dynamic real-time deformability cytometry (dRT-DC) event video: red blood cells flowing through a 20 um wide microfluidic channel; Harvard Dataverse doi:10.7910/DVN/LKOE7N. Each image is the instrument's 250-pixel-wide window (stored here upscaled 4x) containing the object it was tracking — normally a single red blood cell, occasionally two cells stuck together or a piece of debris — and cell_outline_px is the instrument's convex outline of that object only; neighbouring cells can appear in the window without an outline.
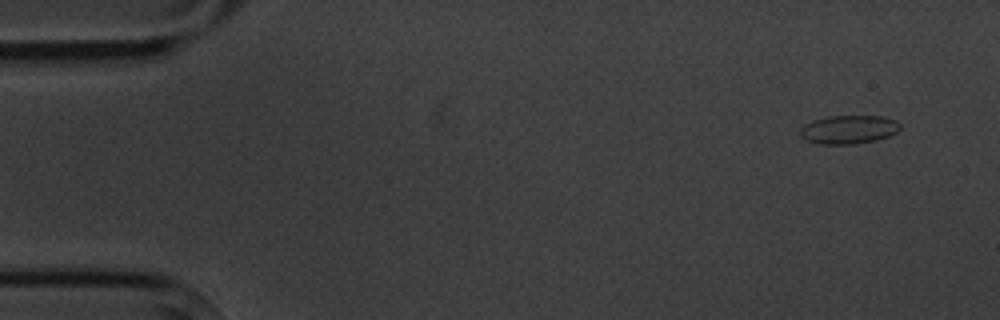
{"species": "common noctule bat (a hibernating species)", "species_latin": "Nyctalus noctula", "temperature_condition": "cold", "stored_images_in_passage": 10, "camera_frame_rate_fps": 3000, "um_per_image_px": 0.085, "animal": {"sex": "male", "body_mass_g": 20.1, "forearm_length_mm": 53.5}, "frame": {"image": 1, "passage_image": 1, "time_ms": 0.0, "image_size_px": [1000, 320], "cell_outline_px": [[900, 128], [896, 132], [888, 136], [876, 140], [852, 144], [820, 144], [804, 140], [800, 136], [800, 128], [804, 124], [812, 120], [828, 116], [884, 116], [896, 120], [900, 124]], "centroid_in_image_um": [72.1, 11.0], "position_along_channel_um": 12.9, "area_um2": 16.76}}
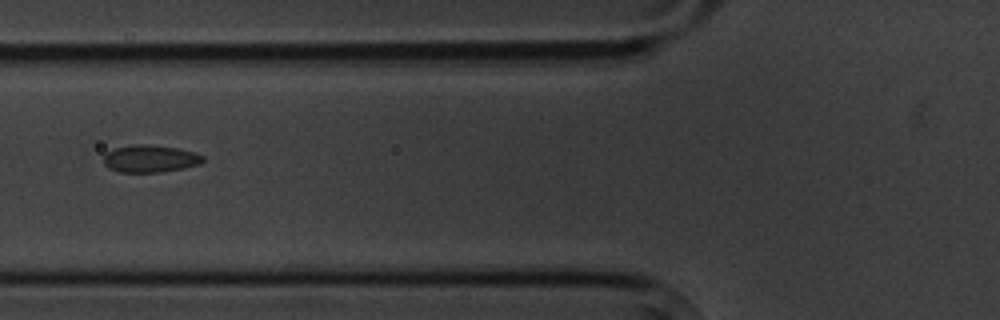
{"frame": {"image": 2, "passage_image": 6, "time_ms": 6.0, "image_size_px": [1000, 320], "cell_outline_px": [[204, 160], [200, 164], [184, 168], [160, 172], [120, 172], [108, 168], [104, 164], [104, 152], [116, 148], [132, 144], [140, 144], [180, 148], [204, 156]], "centroid_in_image_um": [12.74, 13.49], "position_along_channel_um": 113.1, "area_um2": 15.84}}
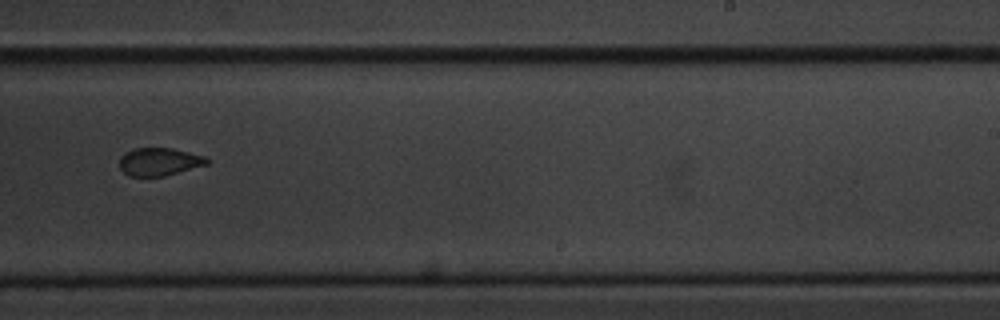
{"frame": {"image": 3, "passage_image": 10, "time_ms": 10.667, "image_size_px": [1000, 320], "cell_outline_px": [[212, 160], [208, 164], [164, 176], [128, 176], [120, 168], [120, 156], [124, 152], [132, 148], [172, 148], [204, 156]], "centroid_in_image_um": [13.53, 13.74], "position_along_channel_um": 275.5, "area_um2": 14.28}}